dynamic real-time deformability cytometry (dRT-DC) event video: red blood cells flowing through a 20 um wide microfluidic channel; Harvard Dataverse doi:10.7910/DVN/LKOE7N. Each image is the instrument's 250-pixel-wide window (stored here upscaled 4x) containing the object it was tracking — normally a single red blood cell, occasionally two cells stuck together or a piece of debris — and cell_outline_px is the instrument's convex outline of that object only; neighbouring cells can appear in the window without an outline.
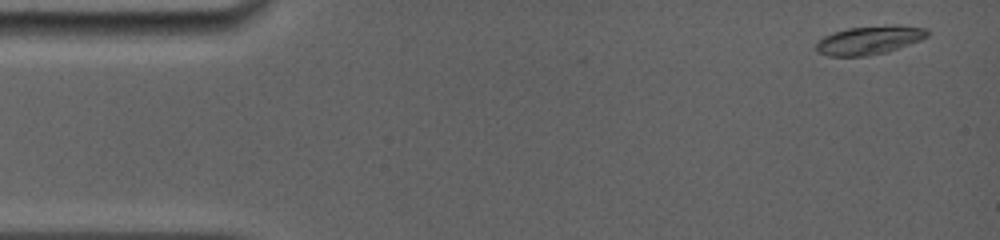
{"species": "common noctule bat (a hibernating species)", "species_latin": "Nyctalus noctula", "temperature_condition": "room temperature", "stored_images_in_passage": 21, "camera_frame_rate_fps": 5000, "um_per_image_px": 0.085, "animal": {"sex": "female", "body_mass_g": 19.0, "forearm_length_mm": 56.7}, "frame": {"image": 1, "passage_image": 1, "time_ms": 0.0, "image_size_px": [1000, 240], "cell_outline_px": [[928, 36], [920, 40], [888, 52], [868, 56], [828, 56], [816, 52], [816, 44], [824, 36], [832, 32], [848, 28], [896, 24], [928, 28]], "centroid_in_image_um": [73.9, 3.41], "position_along_channel_um": 11.1, "area_um2": 18.73}}
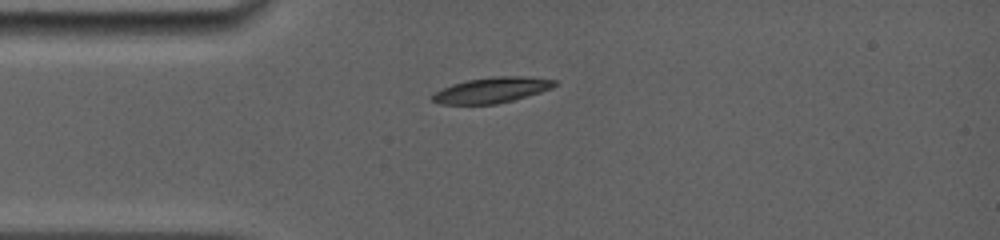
{"frame": {"image": 2, "passage_image": 18, "time_ms": 3.2, "image_size_px": [1000, 240], "cell_outline_px": [[556, 84], [552, 88], [540, 92], [512, 100], [496, 104], [440, 104], [432, 100], [432, 96], [436, 92], [452, 84], [468, 80], [496, 76], [528, 76], [556, 80]], "centroid_in_image_um": [41.83, 7.65], "position_along_channel_um": 43.2, "area_um2": 17.98}}